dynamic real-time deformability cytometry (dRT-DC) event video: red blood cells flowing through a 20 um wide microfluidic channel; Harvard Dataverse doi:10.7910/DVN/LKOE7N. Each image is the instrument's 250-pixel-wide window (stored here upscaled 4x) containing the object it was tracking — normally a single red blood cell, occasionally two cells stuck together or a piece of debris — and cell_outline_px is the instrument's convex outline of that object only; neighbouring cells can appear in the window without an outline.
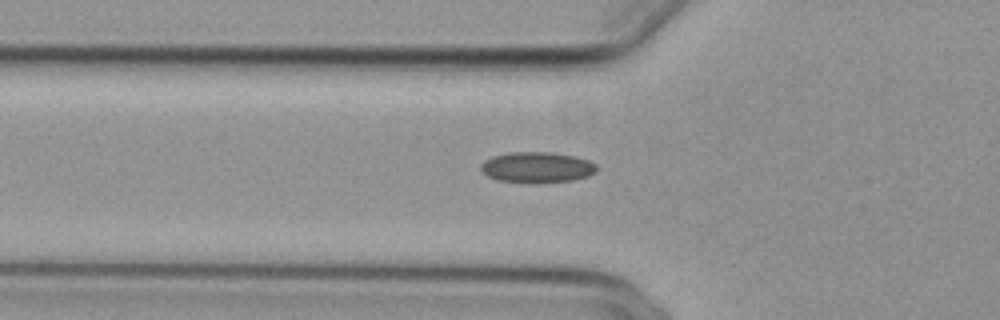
{"species": "common noctule bat (a hibernating species)", "species_latin": "Nyctalus noctula", "temperature_condition": "cold", "stored_images_in_passage": 45, "camera_frame_rate_fps": 3000, "um_per_image_px": 0.085, "animal": {"sex": "female", "body_mass_g": 29.2, "forearm_length_mm": 56.3}, "frame": {"image": 1, "passage_image": 12, "time_ms": 3.667, "image_size_px": [1000, 320], "cell_outline_px": [[596, 172], [588, 176], [572, 180], [496, 180], [488, 176], [480, 168], [480, 164], [484, 160], [492, 156], [512, 152], [552, 152], [576, 156], [588, 160], [596, 164]], "centroid_in_image_um": [45.65, 14.16], "position_along_channel_um": 80.1, "area_um2": 19.94}}
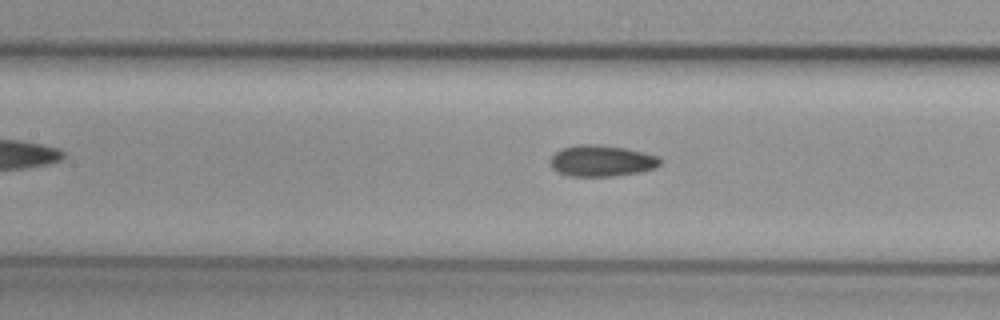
{"frame": {"image": 2, "passage_image": 18, "time_ms": 5.667, "image_size_px": [1000, 320], "cell_outline_px": [[660, 164], [656, 168], [640, 172], [612, 176], [568, 176], [552, 168], [548, 164], [548, 160], [560, 148], [576, 144], [596, 144], [624, 148], [644, 152], [660, 156]], "centroid_in_image_um": [51.11, 13.66], "position_along_channel_um": 156.3, "area_um2": 20.23}}
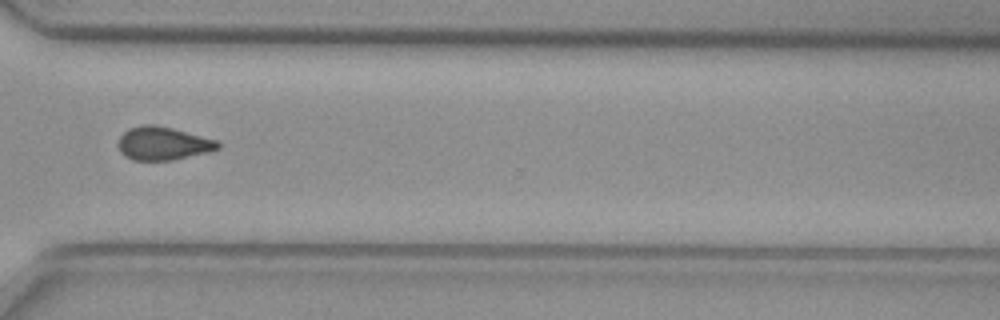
{"frame": {"image": 3, "passage_image": 34, "time_ms": 11.0, "image_size_px": [1000, 320], "cell_outline_px": [[220, 148], [208, 152], [172, 160], [132, 160], [124, 156], [120, 152], [120, 136], [128, 128], [144, 124], [152, 124], [172, 128], [216, 140], [220, 144]], "centroid_in_image_um": [13.85, 12.19], "position_along_channel_um": 356.8, "area_um2": 19.13}}